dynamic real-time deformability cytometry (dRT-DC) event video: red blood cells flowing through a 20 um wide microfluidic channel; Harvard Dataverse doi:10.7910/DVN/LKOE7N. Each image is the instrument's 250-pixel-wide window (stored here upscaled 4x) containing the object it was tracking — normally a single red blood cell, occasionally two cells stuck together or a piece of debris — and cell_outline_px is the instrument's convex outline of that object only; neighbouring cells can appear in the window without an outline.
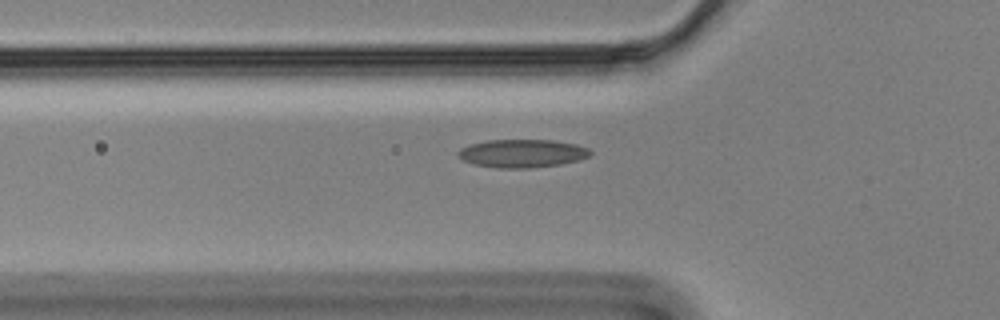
{"species": "Egyptian fruit bat (a non-hibernating species)", "species_latin": "Rousettus aegyptiacus", "temperature_condition": "cold", "stored_images_in_passage": 42, "camera_frame_rate_fps": 3000, "um_per_image_px": 0.085, "animal": {"sex": "male"}, "frame": {"image": 1, "passage_image": 8, "time_ms": 2.333, "image_size_px": [1000, 320], "cell_outline_px": [[592, 152], [588, 156], [580, 160], [560, 164], [528, 168], [500, 168], [476, 164], [464, 160], [456, 152], [460, 148], [472, 144], [488, 140], [552, 140], [576, 144], [588, 148]], "centroid_in_image_um": [44.41, 13.03], "position_along_channel_um": 81.4, "area_um2": 21.44}}
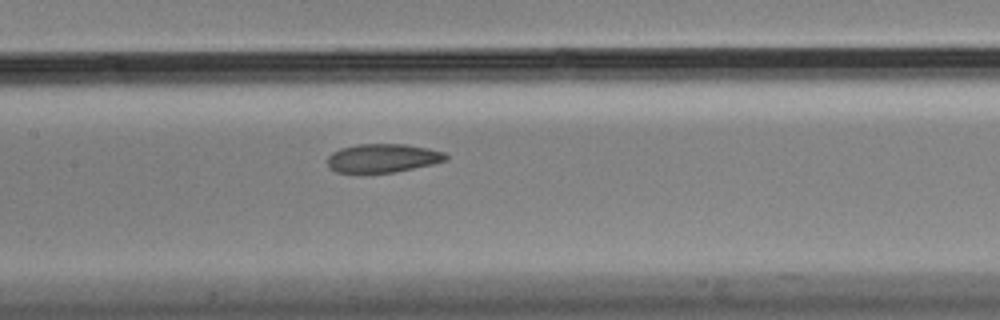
{"frame": {"image": 2, "passage_image": 16, "time_ms": 5.0, "image_size_px": [1000, 320], "cell_outline_px": [[448, 160], [432, 164], [392, 172], [336, 172], [328, 168], [328, 156], [332, 152], [340, 148], [356, 144], [404, 144], [428, 148], [444, 152], [448, 156]], "centroid_in_image_um": [32.52, 13.43], "position_along_channel_um": 174.9, "area_um2": 19.65}}
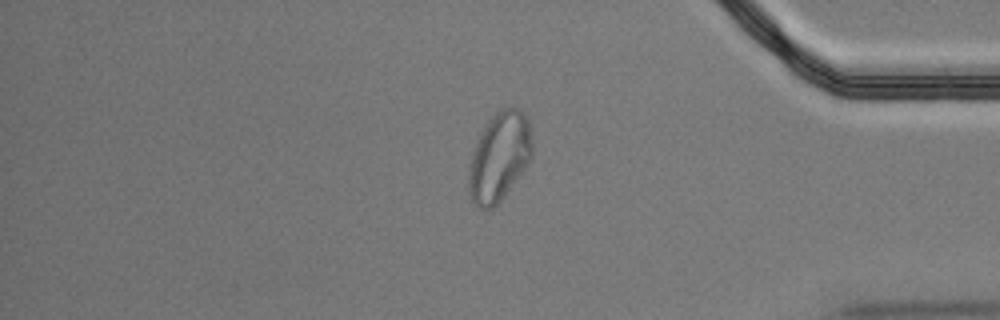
{"frame": {"image": 3, "passage_image": 37, "time_ms": 12.0, "image_size_px": [1000, 320], "cell_outline_px": [[532, 156], [524, 168], [500, 200], [492, 208], [480, 208], [472, 200], [468, 192], [468, 168], [472, 152], [480, 132], [484, 124], [500, 108], [516, 108], [524, 112], [528, 120], [532, 132]], "centroid_in_image_um": [42.42, 13.28], "position_along_channel_um": 392.8, "area_um2": 32.77}, "authors_computed_cell_mechanics": {"area_um2": 21.5016, "velocity_mm_per_s": 3.4699, "shape_relaxation_time_tau1_ms": null, "shape_relaxation_time_tau2_ms": 1.8831, "deformation_change_tau1": null, "deformation_change_tau2": 0.0662}}